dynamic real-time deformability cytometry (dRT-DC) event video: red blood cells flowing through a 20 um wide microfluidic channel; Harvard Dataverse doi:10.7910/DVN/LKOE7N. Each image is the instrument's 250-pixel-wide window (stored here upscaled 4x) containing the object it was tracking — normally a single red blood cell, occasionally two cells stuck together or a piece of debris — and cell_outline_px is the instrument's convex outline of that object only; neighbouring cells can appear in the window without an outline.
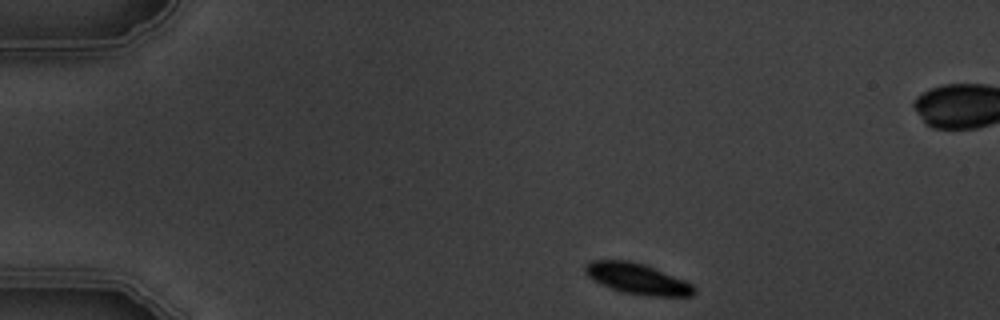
{"species": "common noctule bat (a hibernating species)", "species_latin": "Nyctalus noctula", "temperature_condition": "warm", "stored_images_in_passage": 4, "camera_frame_rate_fps": 3000, "um_per_image_px": 0.085, "animal": {"sex": "male", "body_mass_g": 19.5, "forearm_length_mm": 54.6}, "frame": {"image": 1, "passage_image": 1, "time_ms": 0.0, "image_size_px": [1000, 320], "cell_outline_px": [[696, 292], [692, 296], [648, 296], [624, 292], [600, 284], [592, 280], [584, 272], [584, 264], [592, 260], [632, 260], [644, 264], [684, 280], [692, 284], [696, 288]], "centroid_in_image_um": [54.15, 23.68], "position_along_channel_um": 30.8, "area_um2": 19.59}}